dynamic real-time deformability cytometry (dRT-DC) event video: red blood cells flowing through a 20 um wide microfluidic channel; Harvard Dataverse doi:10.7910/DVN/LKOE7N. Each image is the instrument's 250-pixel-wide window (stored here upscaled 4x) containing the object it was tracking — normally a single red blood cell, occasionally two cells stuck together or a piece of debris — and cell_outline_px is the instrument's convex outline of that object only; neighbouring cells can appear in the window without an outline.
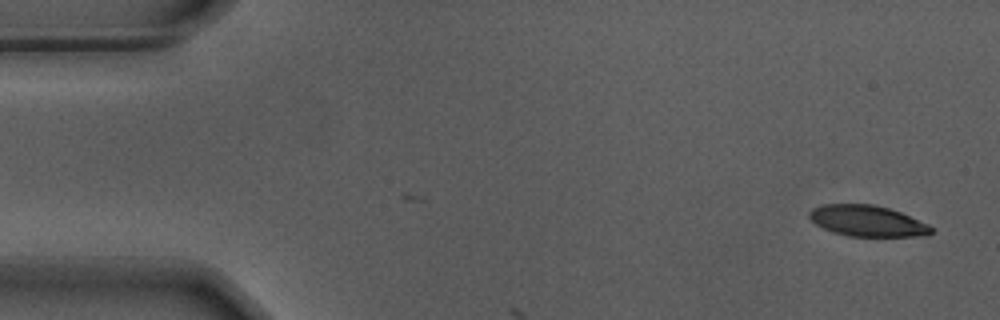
{"species": "Egyptian fruit bat (a non-hibernating species)", "species_latin": "Rousettus aegyptiacus", "temperature_condition": "warm", "stored_images_in_passage": 6, "camera_frame_rate_fps": 3000, "um_per_image_px": 0.085, "animal": {"sex": "male"}, "frame": {"image": 1, "passage_image": 1, "time_ms": 0.0, "image_size_px": [1000, 320], "cell_outline_px": [[932, 232], [928, 236], [848, 236], [832, 232], [816, 224], [808, 216], [808, 212], [812, 208], [820, 204], [872, 204], [888, 208], [900, 212], [928, 224], [932, 228]], "centroid_in_image_um": [73.7, 18.77], "position_along_channel_um": 11.3, "area_um2": 22.02}}